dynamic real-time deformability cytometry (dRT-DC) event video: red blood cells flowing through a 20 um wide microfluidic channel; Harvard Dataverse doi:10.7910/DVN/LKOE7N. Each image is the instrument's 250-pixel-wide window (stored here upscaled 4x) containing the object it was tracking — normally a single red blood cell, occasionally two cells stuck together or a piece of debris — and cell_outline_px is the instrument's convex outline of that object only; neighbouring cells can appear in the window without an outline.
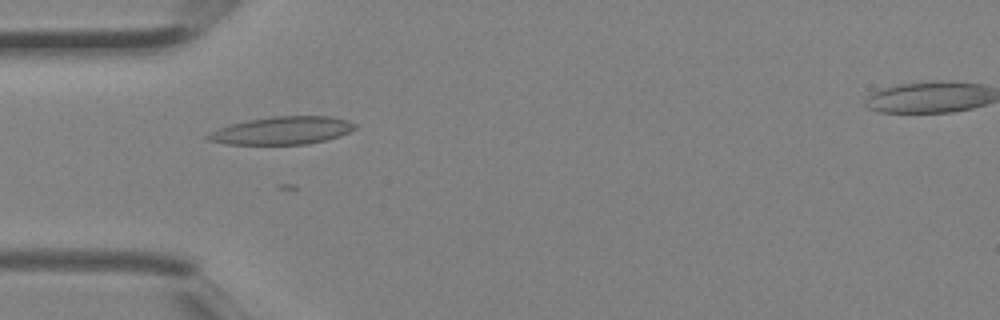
{"species": "Egyptian fruit bat (a non-hibernating species)", "species_latin": "Rousettus aegyptiacus", "temperature_condition": "room temperature", "stored_images_in_passage": 5, "camera_frame_rate_fps": 3000, "um_per_image_px": 0.085, "animal": {"sex": "female"}, "frame": {"image": 1, "passage_image": 4, "time_ms": 1.0, "image_size_px": [1000, 320], "cell_outline_px": [[356, 128], [340, 136], [308, 144], [228, 144], [208, 140], [204, 136], [208, 132], [232, 124], [248, 120], [272, 116], [332, 116], [348, 120], [356, 124]], "centroid_in_image_um": [23.99, 11.09], "position_along_channel_um": 61.0, "area_um2": 23.76}}
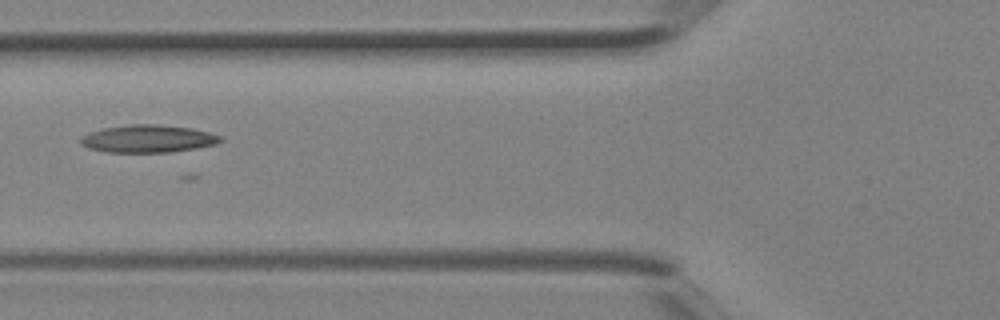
{"frame": {"image": 2, "passage_image": 5, "time_ms": 1.333, "image_size_px": [1000, 320], "cell_outline_px": [[224, 140], [216, 144], [196, 148], [172, 152], [108, 152], [88, 148], [80, 144], [80, 136], [104, 128], [132, 124], [156, 124], [192, 128], [208, 132], [220, 136]], "centroid_in_image_um": [12.58, 11.79], "position_along_channel_um": 113.2, "area_um2": 22.43}}